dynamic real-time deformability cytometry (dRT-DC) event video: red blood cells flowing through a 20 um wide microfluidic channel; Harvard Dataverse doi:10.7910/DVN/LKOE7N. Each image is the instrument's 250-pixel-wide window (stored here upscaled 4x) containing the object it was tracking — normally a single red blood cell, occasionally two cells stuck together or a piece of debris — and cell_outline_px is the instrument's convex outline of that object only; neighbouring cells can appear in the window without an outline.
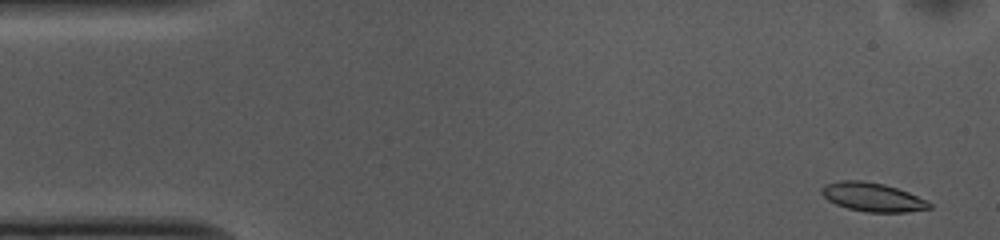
{"species": "common noctule bat (a hibernating species)", "species_latin": "Nyctalus noctula", "temperature_condition": "cold", "stored_images_in_passage": 53, "camera_frame_rate_fps": 3000, "um_per_image_px": 0.085, "animal": {"sex": "female", "body_mass_g": 10.0, "forearm_length_mm": 53.1}, "frame": {"image": 1, "passage_image": 2, "time_ms": 0.333, "image_size_px": [1000, 240], "cell_outline_px": [[932, 208], [908, 212], [868, 212], [848, 208], [836, 204], [828, 200], [820, 192], [820, 188], [824, 184], [840, 180], [860, 180], [884, 184], [908, 192], [928, 200], [932, 204]], "centroid_in_image_um": [74.17, 16.75], "position_along_channel_um": 10.8, "area_um2": 18.15}}
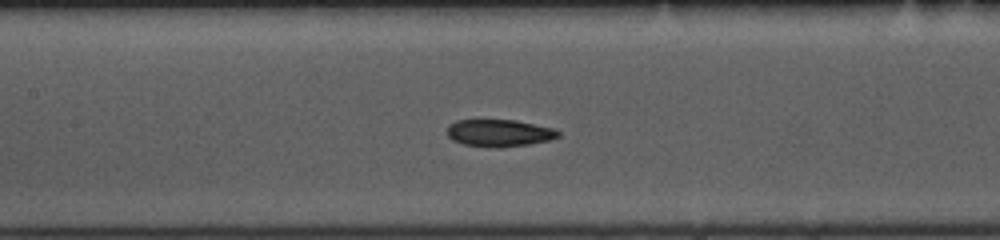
{"frame": {"image": 2, "passage_image": 23, "time_ms": 7.333, "image_size_px": [1000, 240], "cell_outline_px": [[560, 136], [548, 140], [528, 144], [488, 148], [464, 144], [452, 140], [448, 136], [448, 124], [456, 120], [516, 120], [552, 128], [560, 132]], "centroid_in_image_um": [42.4, 11.3], "position_along_channel_um": 165.0, "area_um2": 17.46}}
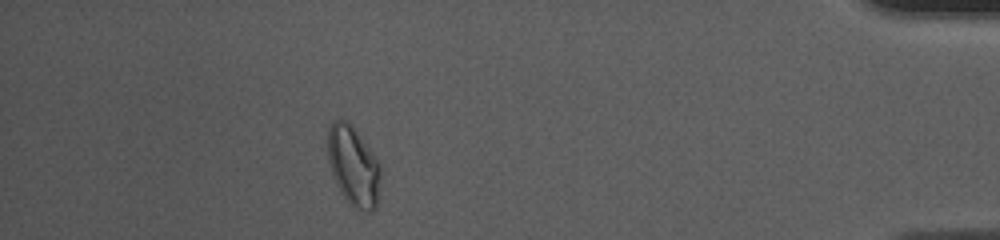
{"frame": {"image": 3, "passage_image": 47, "time_ms": 15.333, "image_size_px": [1000, 240], "cell_outline_px": [[380, 180], [376, 204], [372, 212], [356, 212], [348, 204], [336, 184], [332, 176], [328, 160], [328, 128], [332, 120], [348, 120], [352, 124], [380, 164]], "centroid_in_image_um": [30.02, 14.14], "position_along_channel_um": 405.2, "area_um2": 24.85}, "authors_computed_cell_mechanics": {"area_um2": 18.207, "velocity_mm_per_s": 3.6708, "shape_relaxation_time_tau1_ms": null, "shape_relaxation_time_tau2_ms": 6.378, "deformation_change_tau1": null, "deformation_change_tau2": 0.1109}}